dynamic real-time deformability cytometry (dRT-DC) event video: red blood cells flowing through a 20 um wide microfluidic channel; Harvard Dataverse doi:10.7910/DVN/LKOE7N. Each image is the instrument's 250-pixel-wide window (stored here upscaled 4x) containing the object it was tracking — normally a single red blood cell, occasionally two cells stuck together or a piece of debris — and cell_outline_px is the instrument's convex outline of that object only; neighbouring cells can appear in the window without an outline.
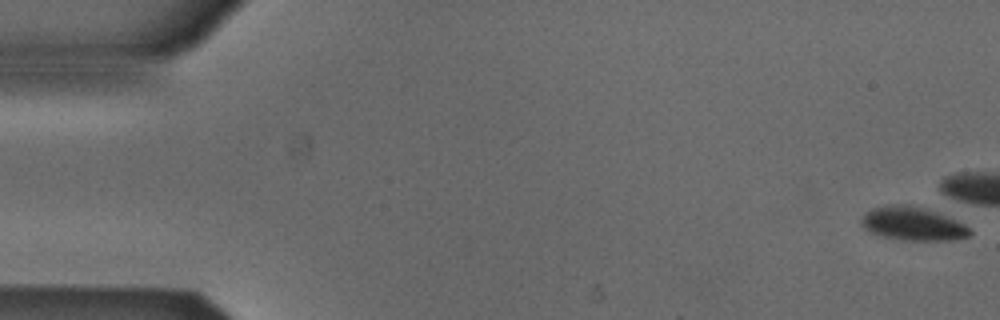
{"species": "Egyptian fruit bat (a non-hibernating species)", "species_latin": "Rousettus aegyptiacus", "temperature_condition": "cold", "stored_images_in_passage": 6, "camera_frame_rate_fps": 3000, "um_per_image_px": 0.085, "animal": {"sex": "male"}, "frame": {"image": 1, "passage_image": 1, "time_ms": 0.0, "image_size_px": [1000, 320], "cell_outline_px": [[972, 232], [968, 236], [952, 240], [900, 240], [880, 236], [864, 228], [860, 224], [864, 216], [872, 208], [892, 204], [908, 204], [924, 208], [956, 220], [964, 224]], "centroid_in_image_um": [77.57, 19.02], "position_along_channel_um": 7.4, "area_um2": 20.92}}